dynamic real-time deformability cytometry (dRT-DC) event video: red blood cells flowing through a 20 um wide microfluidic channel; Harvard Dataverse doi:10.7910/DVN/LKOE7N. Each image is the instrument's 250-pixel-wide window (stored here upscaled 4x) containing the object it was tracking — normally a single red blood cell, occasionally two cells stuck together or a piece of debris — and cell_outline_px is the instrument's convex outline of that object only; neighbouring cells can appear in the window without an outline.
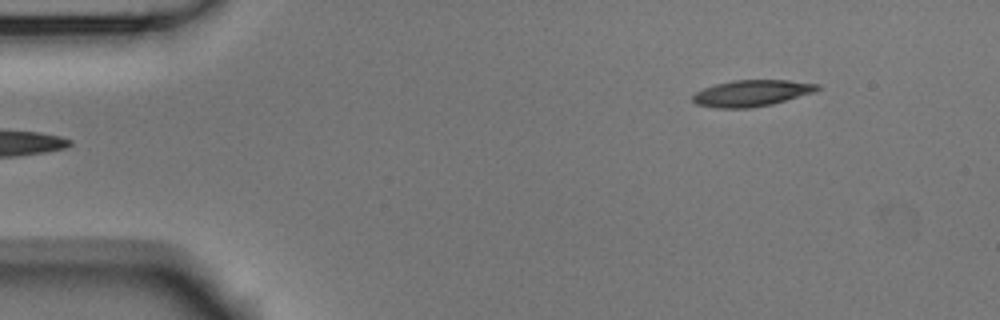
{"species": "Egyptian fruit bat (a non-hibernating species)", "species_latin": "Rousettus aegyptiacus", "temperature_condition": "room temperature", "stored_images_in_passage": 47, "camera_frame_rate_fps": 3000, "um_per_image_px": 0.085, "animal": {"sex": "male"}, "frame": {"image": 1, "passage_image": 1, "time_ms": 0.0, "image_size_px": [1000, 320], "cell_outline_px": [[820, 88], [816, 92], [772, 104], [752, 108], [716, 108], [696, 104], [692, 100], [692, 96], [696, 92], [704, 88], [716, 84], [732, 80], [788, 80], [820, 84]], "centroid_in_image_um": [63.91, 7.92], "position_along_channel_um": 21.1, "area_um2": 19.25}}
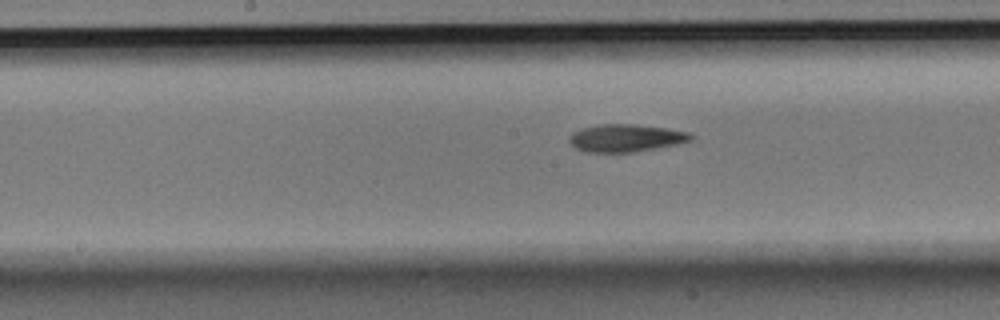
{"frame": {"image": 2, "passage_image": 21, "time_ms": 6.667, "image_size_px": [1000, 320], "cell_outline_px": [[692, 140], [676, 144], [656, 148], [632, 152], [584, 152], [576, 148], [568, 140], [568, 136], [572, 132], [580, 128], [600, 124], [636, 124], [668, 128], [688, 132], [692, 136]], "centroid_in_image_um": [53.15, 11.72], "position_along_channel_um": 195.1, "area_um2": 19.59}}
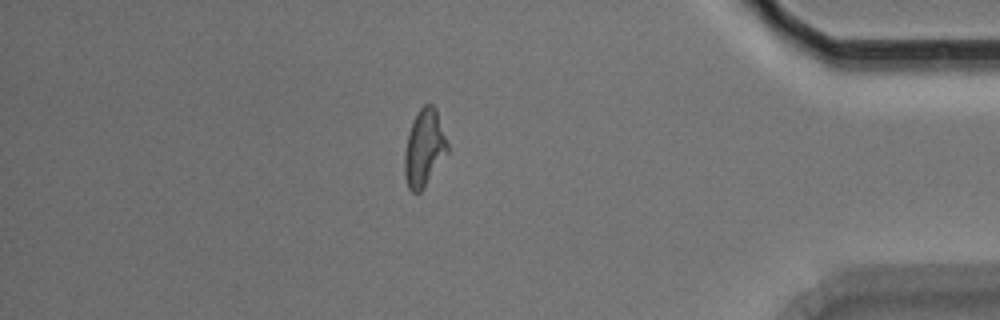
{"frame": {"image": 3, "passage_image": 40, "time_ms": 13.0, "image_size_px": [1000, 320], "cell_outline_px": [[448, 152], [424, 188], [420, 192], [412, 192], [408, 188], [404, 176], [404, 152], [408, 132], [420, 108], [424, 104], [432, 104], [436, 108], [448, 144]], "centroid_in_image_um": [36.05, 12.6], "position_along_channel_um": 399.2, "area_um2": 19.25}, "authors_computed_cell_mechanics": {"area_um2": 19.1896, "velocity_mm_per_s": 3.7896, "shape_relaxation_time_tau1_ms": 4.6827, "shape_relaxation_time_tau2_ms": 4.3238, "deformation_change_tau1": 0.171, "deformation_change_tau2": 0.1283}}